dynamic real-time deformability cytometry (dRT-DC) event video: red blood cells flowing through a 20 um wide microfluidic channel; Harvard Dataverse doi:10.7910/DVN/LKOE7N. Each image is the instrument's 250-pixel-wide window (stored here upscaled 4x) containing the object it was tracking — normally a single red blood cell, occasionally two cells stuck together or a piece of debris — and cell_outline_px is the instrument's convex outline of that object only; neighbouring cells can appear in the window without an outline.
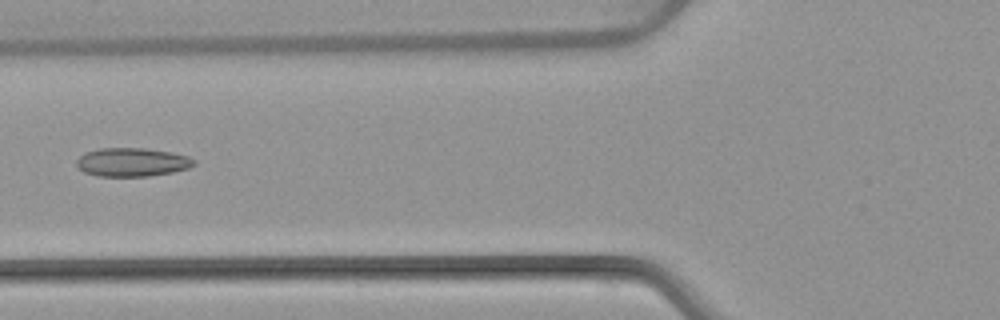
{"species": "common noctule bat (a hibernating species)", "species_latin": "Nyctalus noctula", "temperature_condition": "warm", "stored_images_in_passage": 5, "camera_frame_rate_fps": 3000, "um_per_image_px": 0.085, "animal": {"sex": "female", "body_mass_g": 22.7, "forearm_length_mm": 54.2}, "frame": {"image": 1, "passage_image": 5, "time_ms": 5.667, "image_size_px": [1000, 320], "cell_outline_px": [[196, 164], [188, 168], [172, 172], [148, 176], [96, 176], [84, 172], [76, 164], [76, 160], [80, 156], [88, 152], [100, 148], [144, 148], [172, 152], [188, 156], [196, 160]], "centroid_in_image_um": [11.25, 13.78], "position_along_channel_um": 114.5, "area_um2": 19.54}}